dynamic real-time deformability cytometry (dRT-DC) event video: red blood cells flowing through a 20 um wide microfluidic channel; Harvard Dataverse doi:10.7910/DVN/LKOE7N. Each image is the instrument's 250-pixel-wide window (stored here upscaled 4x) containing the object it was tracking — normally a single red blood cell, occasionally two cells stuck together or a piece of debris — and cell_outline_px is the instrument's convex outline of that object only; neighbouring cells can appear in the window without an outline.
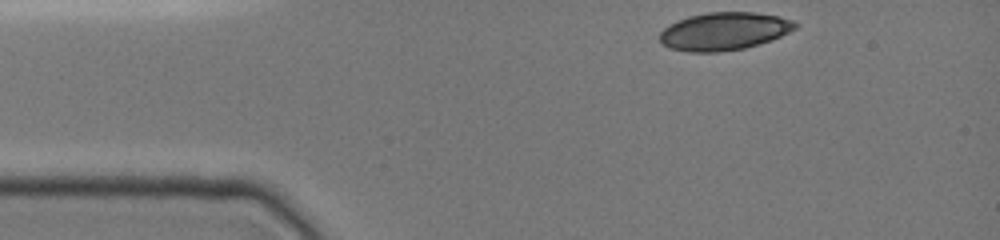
{"species": "common noctule bat (a hibernating species)", "species_latin": "Nyctalus noctula", "temperature_condition": "cold", "stored_images_in_passage": 48, "camera_frame_rate_fps": 3000, "um_per_image_px": 0.085, "animal": {"sex": "female", "body_mass_g": 19.0, "forearm_length_mm": 51.5}, "frame": {"image": 1, "passage_image": 1, "time_ms": 0.0, "image_size_px": [1000, 240], "cell_outline_px": [[800, 24], [796, 28], [772, 40], [760, 44], [744, 48], [716, 52], [688, 52], [668, 48], [660, 44], [660, 32], [668, 24], [688, 16], [708, 12], [756, 12], [780, 16], [792, 20]], "centroid_in_image_um": [61.53, 2.65], "position_along_channel_um": 23.5, "area_um2": 30.17}}